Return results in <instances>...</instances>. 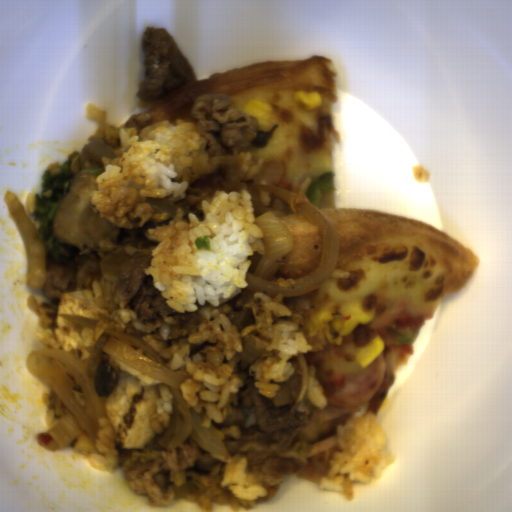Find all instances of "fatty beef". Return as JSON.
Instances as JSON below:
<instances>
[{"label": "fatty beef", "mask_w": 512, "mask_h": 512, "mask_svg": "<svg viewBox=\"0 0 512 512\" xmlns=\"http://www.w3.org/2000/svg\"><path fill=\"white\" fill-rule=\"evenodd\" d=\"M97 176L78 172L69 181L52 221L56 240L79 248V256L66 262L46 259L43 293L58 305L64 292L92 290L97 282L102 295L96 304L108 312L130 307L137 315L126 324V334L158 341H173L189 336L206 322L193 312L178 313L169 308L161 291L155 289L152 274H145L160 242L152 241L147 229L166 226L171 219L147 221L140 228H119L94 212L91 196L97 190Z\"/></svg>", "instance_id": "8fa450e3"}, {"label": "fatty beef", "mask_w": 512, "mask_h": 512, "mask_svg": "<svg viewBox=\"0 0 512 512\" xmlns=\"http://www.w3.org/2000/svg\"><path fill=\"white\" fill-rule=\"evenodd\" d=\"M240 339L242 352L229 362L244 385L230 393L222 423L212 419V425L221 432L228 455L246 456L247 474L266 488V495L255 501L273 500L284 478L299 475L320 482L329 465L307 461L304 455L319 438V418L307 400L296 402L303 375L294 371L274 398L262 397L254 385L256 371L279 350L266 349L271 333L254 324L241 330Z\"/></svg>", "instance_id": "1bbc456c"}, {"label": "fatty beef", "mask_w": 512, "mask_h": 512, "mask_svg": "<svg viewBox=\"0 0 512 512\" xmlns=\"http://www.w3.org/2000/svg\"><path fill=\"white\" fill-rule=\"evenodd\" d=\"M141 50L145 75L135 93L137 99L156 101L197 81L195 67L166 27H146Z\"/></svg>", "instance_id": "2513f850"}, {"label": "fatty beef", "mask_w": 512, "mask_h": 512, "mask_svg": "<svg viewBox=\"0 0 512 512\" xmlns=\"http://www.w3.org/2000/svg\"><path fill=\"white\" fill-rule=\"evenodd\" d=\"M155 117L150 112H139L129 118L125 128L136 129L137 135L147 126L153 125ZM124 128V129H125Z\"/></svg>", "instance_id": "90047fb2"}, {"label": "fatty beef", "mask_w": 512, "mask_h": 512, "mask_svg": "<svg viewBox=\"0 0 512 512\" xmlns=\"http://www.w3.org/2000/svg\"><path fill=\"white\" fill-rule=\"evenodd\" d=\"M102 157L116 158L110 144L101 139H94L84 145L74 156L71 163L72 173L90 172L96 176L107 170Z\"/></svg>", "instance_id": "6575b59f"}, {"label": "fatty beef", "mask_w": 512, "mask_h": 512, "mask_svg": "<svg viewBox=\"0 0 512 512\" xmlns=\"http://www.w3.org/2000/svg\"><path fill=\"white\" fill-rule=\"evenodd\" d=\"M163 435L137 450L115 444L125 483L138 495L148 496V507L162 508L174 500H189L213 512L212 501L233 504L231 491L221 485L226 463L212 458V453L199 447L191 435L167 451L158 442Z\"/></svg>", "instance_id": "5ad873be"}, {"label": "fatty beef", "mask_w": 512, "mask_h": 512, "mask_svg": "<svg viewBox=\"0 0 512 512\" xmlns=\"http://www.w3.org/2000/svg\"><path fill=\"white\" fill-rule=\"evenodd\" d=\"M231 103L227 92H207L195 98L191 118H196V128L209 148L198 151L194 161L183 167L181 182L188 188L175 204L202 214V202H211L215 191L241 194L240 162L233 154L254 143L260 124L257 116L229 108Z\"/></svg>", "instance_id": "51303b74"}, {"label": "fatty beef", "mask_w": 512, "mask_h": 512, "mask_svg": "<svg viewBox=\"0 0 512 512\" xmlns=\"http://www.w3.org/2000/svg\"><path fill=\"white\" fill-rule=\"evenodd\" d=\"M110 338L111 337L107 336L104 333L101 336H99L84 363V366H85L87 373H88L93 384H94L98 365L102 359V356L105 352L104 351L105 347H106L108 341L110 340Z\"/></svg>", "instance_id": "f438e4f6"}, {"label": "fatty beef", "mask_w": 512, "mask_h": 512, "mask_svg": "<svg viewBox=\"0 0 512 512\" xmlns=\"http://www.w3.org/2000/svg\"><path fill=\"white\" fill-rule=\"evenodd\" d=\"M92 439L71 412L62 416L55 425L38 436V443L48 450L71 447L81 456H91Z\"/></svg>", "instance_id": "7934fd38"}]
</instances>
